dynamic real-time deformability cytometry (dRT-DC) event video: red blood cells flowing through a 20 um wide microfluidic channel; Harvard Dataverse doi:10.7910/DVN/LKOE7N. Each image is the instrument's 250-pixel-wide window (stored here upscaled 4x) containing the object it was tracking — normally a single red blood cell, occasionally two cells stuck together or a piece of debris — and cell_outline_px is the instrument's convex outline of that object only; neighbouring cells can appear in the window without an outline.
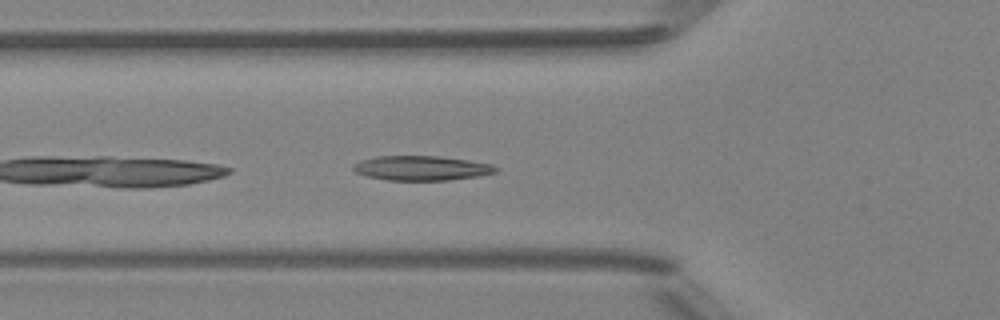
{"species": "Egyptian fruit bat (a non-hibernating species)", "species_latin": "Rousettus aegyptiacus", "temperature_condition": "room temperature", "stored_images_in_passage": 15, "camera_frame_rate_fps": 3000, "um_per_image_px": 0.085, "animal": {"sex": "female"}, "frame": {"image": 1, "passage_image": 3, "time_ms": 0.667, "image_size_px": [1000, 320], "cell_outline_px": [[500, 168], [496, 172], [476, 176], [448, 180], [388, 180], [368, 176], [356, 172], [352, 168], [360, 160], [376, 156], [436, 156], [468, 160], [492, 164]], "centroid_in_image_um": [35.84, 14.28], "position_along_channel_um": 90.0, "area_um2": 20.23}}
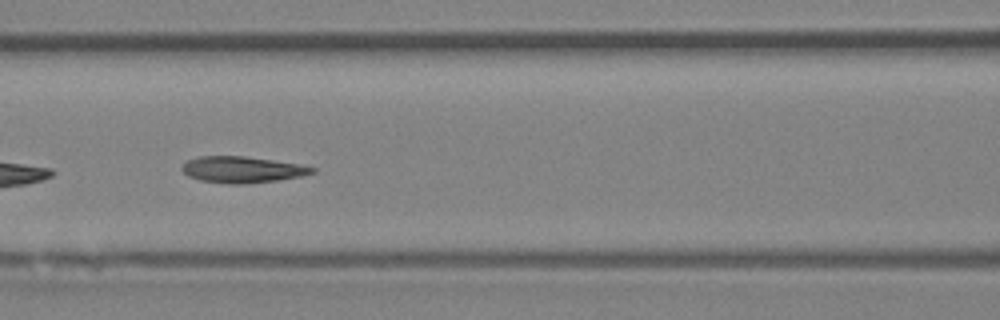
{"frame": {"image": 2, "passage_image": 7, "time_ms": 2.0, "image_size_px": [1000, 320], "cell_outline_px": [[316, 172], [300, 176], [276, 180], [244, 184], [228, 184], [200, 180], [188, 176], [180, 168], [188, 160], [200, 156], [244, 156], [272, 160], [296, 164], [316, 168]], "centroid_in_image_um": [20.55, 14.42], "position_along_channel_um": 146.0, "area_um2": 19.71}}